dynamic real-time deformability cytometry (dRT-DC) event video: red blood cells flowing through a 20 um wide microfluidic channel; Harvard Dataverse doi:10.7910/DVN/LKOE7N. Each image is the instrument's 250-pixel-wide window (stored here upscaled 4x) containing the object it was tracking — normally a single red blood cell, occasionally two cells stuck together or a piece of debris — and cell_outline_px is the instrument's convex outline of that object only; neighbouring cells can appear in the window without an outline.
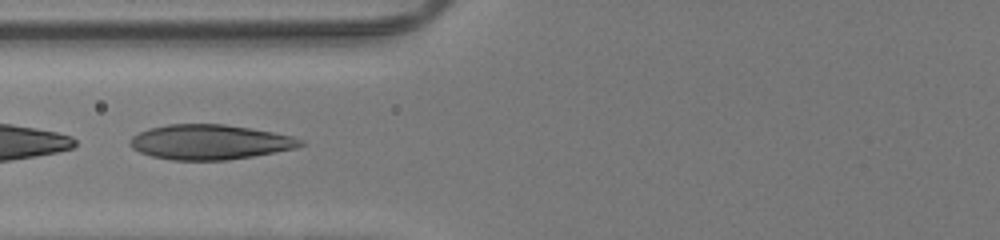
{"species": "human", "species_latin": "Homo sapiens", "temperature_condition": "room temperature", "stored_images_in_passage": 33, "camera_frame_rate_fps": 3000, "um_per_image_px": 0.085, "donor": {"sex": "male"}, "frame": {"image": 1, "passage_image": 6, "time_ms": 1.667, "image_size_px": [1000, 240], "cell_outline_px": [[304, 144], [296, 148], [252, 156], [228, 160], [172, 160], [152, 156], [140, 152], [132, 148], [128, 144], [128, 140], [132, 136], [148, 128], [168, 124], [224, 124], [252, 128], [292, 136], [304, 140]], "centroid_in_image_um": [17.81, 12.07], "position_along_channel_um": 108.0, "area_um2": 34.74}}
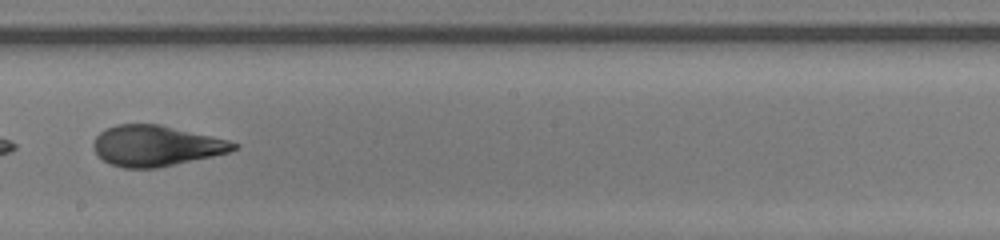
{"frame": {"image": 2, "passage_image": 15, "time_ms": 4.667, "image_size_px": [1000, 240], "cell_outline_px": [[240, 144], [236, 148], [228, 152], [212, 156], [156, 168], [124, 168], [112, 164], [104, 160], [96, 152], [92, 144], [96, 136], [100, 132], [116, 124], [160, 124], [228, 140]], "centroid_in_image_um": [13.25, 12.38], "position_along_channel_um": 235.0, "area_um2": 32.83}}
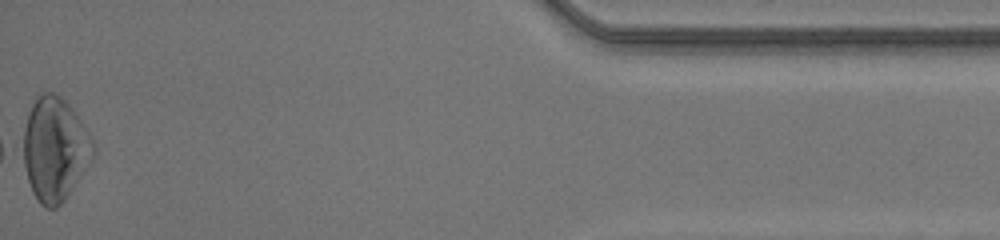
{"frame": {"image": 3, "passage_image": 33, "time_ms": 10.667, "image_size_px": [1000, 240], "cell_outline_px": [[96, 152], [64, 200], [56, 208], [48, 208], [40, 204], [32, 192], [28, 180], [24, 164], [24, 128], [32, 104], [36, 96], [40, 92], [56, 92], [72, 108], [88, 132], [96, 148]], "centroid_in_image_um": [4.66, 12.65], "position_along_channel_um": 430.5, "area_um2": 41.73}, "authors_computed_cell_mechanics": {"area_um2": 33.5818, "velocity_mm_per_s": 4.2483, "shape_relaxation_time_tau1_ms": 4.8661, "shape_relaxation_time_tau2_ms": 0.8095, "deformation_change_tau1": 0.2007, "deformation_change_tau2": 0.0653}}